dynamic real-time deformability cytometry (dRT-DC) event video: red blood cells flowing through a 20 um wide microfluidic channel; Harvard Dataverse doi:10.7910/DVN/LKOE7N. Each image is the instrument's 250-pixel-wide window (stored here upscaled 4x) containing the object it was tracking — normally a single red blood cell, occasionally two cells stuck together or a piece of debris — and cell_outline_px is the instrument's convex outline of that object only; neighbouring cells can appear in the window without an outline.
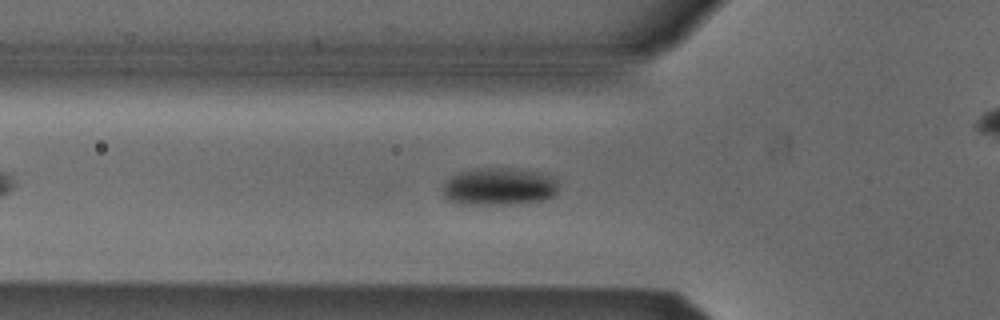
{"species": "Egyptian fruit bat (a non-hibernating species)", "species_latin": "Rousettus aegyptiacus", "temperature_condition": "cold", "stored_images_in_passage": 46, "camera_frame_rate_fps": 3000, "um_per_image_px": 0.085, "animal": {"sex": "male"}, "frame": {"image": 1, "passage_image": 10, "time_ms": 3.0, "image_size_px": [1000, 320], "cell_outline_px": [[560, 184], [556, 192], [552, 196], [544, 200], [508, 204], [468, 204], [448, 200], [444, 196], [440, 188], [452, 176], [460, 172], [476, 168], [504, 168], [536, 172], [548, 176], [556, 180]], "centroid_in_image_um": [42.4, 15.86], "position_along_channel_um": 83.4, "area_um2": 25.03}}
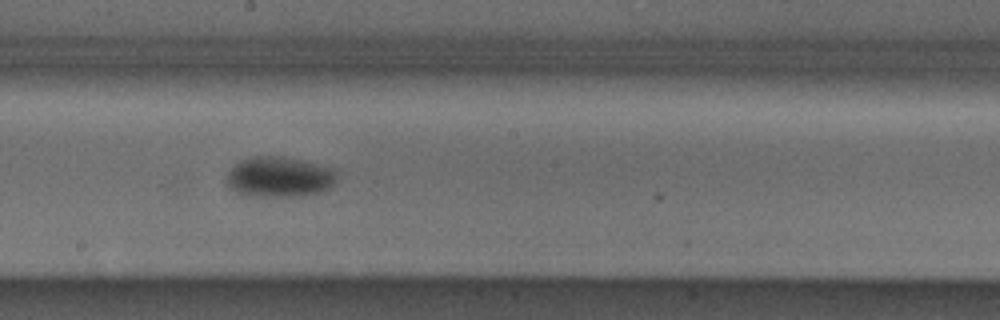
{"frame": {"image": 2, "passage_image": 21, "time_ms": 6.667, "image_size_px": [1000, 320], "cell_outline_px": [[336, 180], [328, 188], [316, 192], [300, 196], [260, 196], [236, 192], [224, 180], [228, 172], [240, 160], [252, 156], [280, 156], [300, 160], [332, 168], [336, 172]], "centroid_in_image_um": [23.71, 15.02], "position_along_channel_um": 224.5, "area_um2": 25.55}}
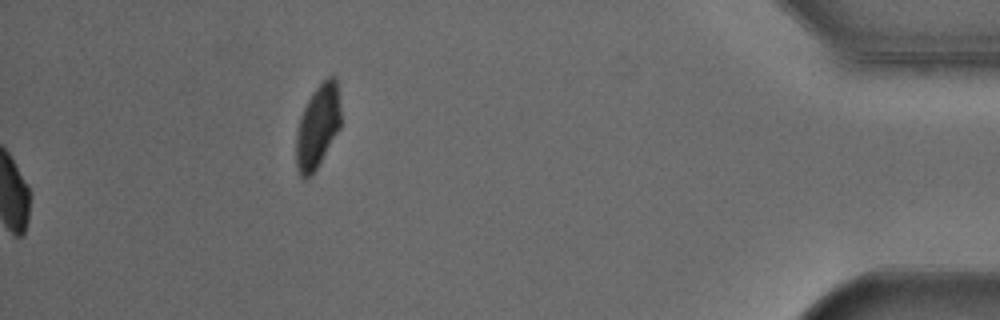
{"frame": {"image": 3, "passage_image": 46, "time_ms": 15.0, "image_size_px": [1000, 320], "cell_outline_px": [[340, 128], [316, 168], [304, 180], [300, 176], [296, 168], [296, 132], [304, 108], [312, 92], [328, 76], [336, 76], [340, 108]], "centroid_in_image_um": [27.0, 10.74], "position_along_channel_um": 408.2, "area_um2": 21.39}, "authors_computed_cell_mechanics": {"area_um2": 23.2356, "velocity_mm_per_s": 3.845, "shape_relaxation_time_tau1_ms": 4.4912, "shape_relaxation_time_tau2_ms": null, "deformation_change_tau1": 0.0656, "deformation_change_tau2": null}}